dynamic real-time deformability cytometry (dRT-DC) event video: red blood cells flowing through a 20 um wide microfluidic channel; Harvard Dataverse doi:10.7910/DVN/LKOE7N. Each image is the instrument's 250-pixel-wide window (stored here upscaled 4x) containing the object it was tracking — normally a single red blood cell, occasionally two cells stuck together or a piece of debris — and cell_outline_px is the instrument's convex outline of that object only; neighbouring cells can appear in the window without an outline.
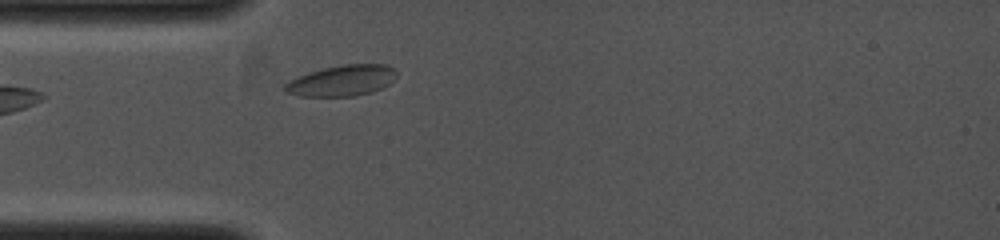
{"species": "common noctule bat (a hibernating species)", "species_latin": "Nyctalus noctula", "temperature_condition": "cold", "stored_images_in_passage": 5, "camera_frame_rate_fps": 4000, "um_per_image_px": 0.085, "animal": {"sex": "female", "body_mass_g": 19.0, "forearm_length_mm": 53.3}, "frame": {"image": 1, "passage_image": 1, "time_ms": 0.0, "image_size_px": [1000, 240], "cell_outline_px": [[396, 76], [388, 84], [372, 92], [356, 96], [300, 96], [284, 92], [284, 84], [288, 80], [308, 72], [324, 68], [344, 64], [384, 64], [392, 68], [396, 72]], "centroid_in_image_um": [29.01, 6.85], "position_along_channel_um": 56.0, "area_um2": 20.06}}
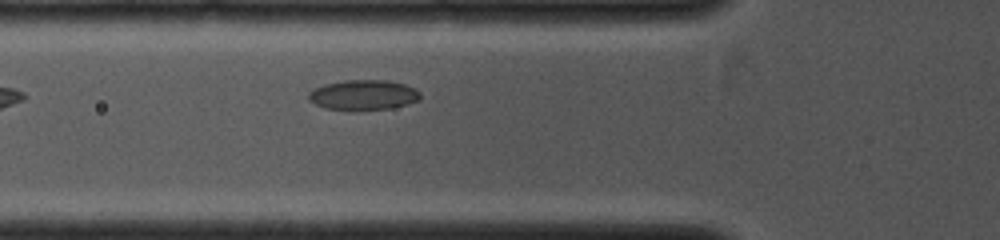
{"frame": {"image": 2, "passage_image": 3, "time_ms": 0.75, "image_size_px": [1000, 240], "cell_outline_px": [[420, 100], [392, 108], [356, 112], [352, 112], [324, 108], [308, 100], [308, 92], [324, 84], [344, 80], [388, 80], [404, 84], [416, 88], [420, 92]], "centroid_in_image_um": [30.88, 8.1], "position_along_channel_um": 94.9, "area_um2": 20.17}}
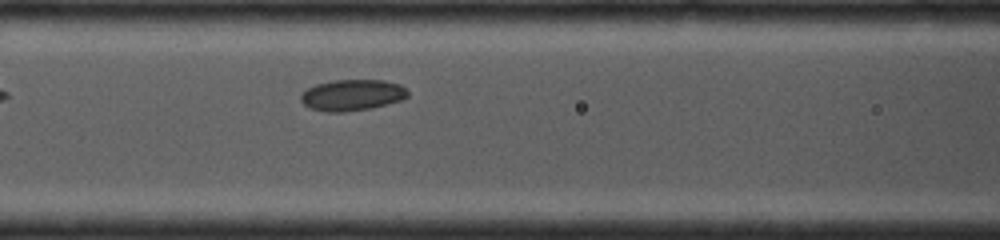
{"frame": {"image": 3, "passage_image": 5, "time_ms": 1.5, "image_size_px": [1000, 240], "cell_outline_px": [[408, 96], [404, 100], [372, 108], [344, 112], [324, 112], [308, 108], [300, 100], [300, 96], [308, 88], [316, 84], [332, 80], [384, 80], [400, 84], [408, 92]], "centroid_in_image_um": [29.94, 8.09], "position_along_channel_um": 136.7, "area_um2": 19.65}}